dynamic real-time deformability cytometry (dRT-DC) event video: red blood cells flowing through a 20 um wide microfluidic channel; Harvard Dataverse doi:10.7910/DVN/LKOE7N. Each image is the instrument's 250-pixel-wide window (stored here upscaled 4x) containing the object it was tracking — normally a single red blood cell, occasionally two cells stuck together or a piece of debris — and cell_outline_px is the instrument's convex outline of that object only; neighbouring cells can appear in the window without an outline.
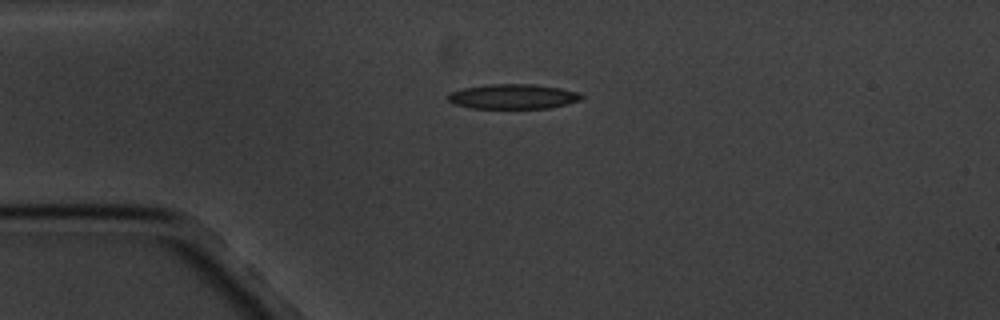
{"species": "common noctule bat (a hibernating species)", "species_latin": "Nyctalus noctula", "temperature_condition": "cold", "stored_images_in_passage": 3, "camera_frame_rate_fps": 3000, "um_per_image_px": 0.085, "animal": {"sex": "male", "body_mass_g": 20.1, "forearm_length_mm": 53.5}, "frame": {"image": 1, "passage_image": 1, "time_ms": 0.0, "image_size_px": [1000, 320], "cell_outline_px": [[584, 96], [580, 100], [548, 108], [472, 108], [456, 104], [448, 100], [448, 92], [464, 88], [484, 84], [532, 84], [560, 88], [580, 92]], "centroid_in_image_um": [43.6, 8.19], "position_along_channel_um": 41.4, "area_um2": 19.25}}
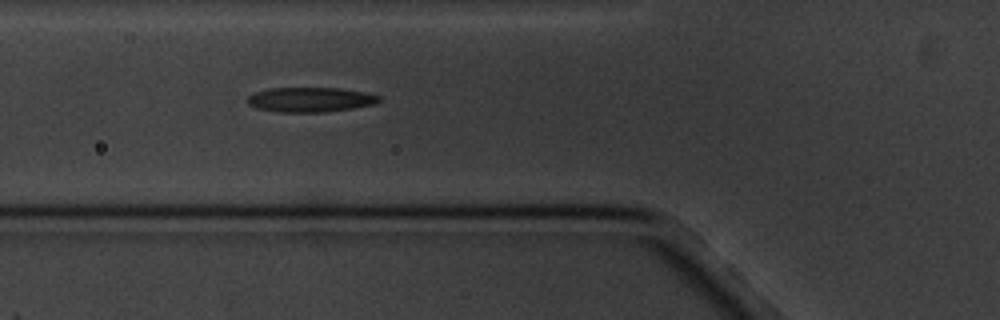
{"frame": {"image": 2, "passage_image": 3, "time_ms": 2.333, "image_size_px": [1000, 320], "cell_outline_px": [[380, 100], [376, 104], [352, 108], [324, 112], [276, 112], [256, 108], [248, 104], [248, 96], [252, 92], [268, 88], [340, 88], [364, 92], [380, 96]], "centroid_in_image_um": [26.34, 8.46], "position_along_channel_um": 99.5, "area_um2": 19.07}}